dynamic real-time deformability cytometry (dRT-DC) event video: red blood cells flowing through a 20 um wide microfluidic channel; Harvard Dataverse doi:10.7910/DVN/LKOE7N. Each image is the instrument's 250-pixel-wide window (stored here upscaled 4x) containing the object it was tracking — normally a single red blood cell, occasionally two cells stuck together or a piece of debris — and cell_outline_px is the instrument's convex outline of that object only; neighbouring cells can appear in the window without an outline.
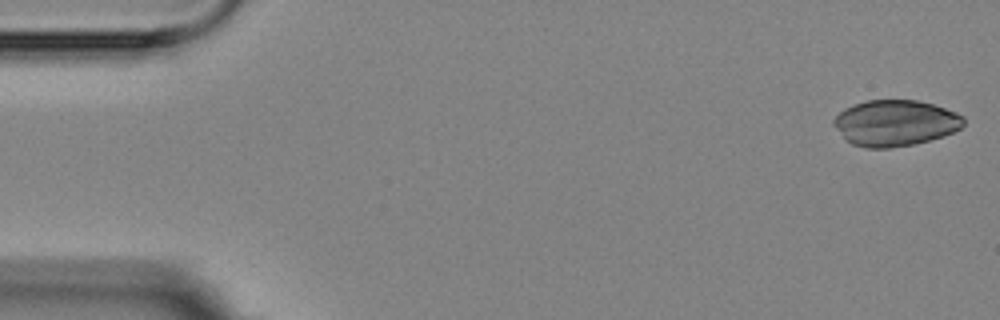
{"species": "Egyptian fruit bat (a non-hibernating species)", "species_latin": "Rousettus aegyptiacus", "temperature_condition": "room temperature", "stored_images_in_passage": 5, "camera_frame_rate_fps": 3000, "um_per_image_px": 0.085, "animal": {"sex": "female"}, "frame": {"image": 1, "passage_image": 1, "time_ms": 0.0, "image_size_px": [1000, 320], "cell_outline_px": [[964, 124], [960, 128], [944, 136], [912, 144], [888, 148], [868, 148], [852, 144], [844, 140], [832, 124], [832, 120], [844, 108], [852, 104], [864, 100], [916, 100], [932, 104], [956, 112], [964, 116]], "centroid_in_image_um": [76.04, 10.45], "position_along_channel_um": 9.0, "area_um2": 34.97}}